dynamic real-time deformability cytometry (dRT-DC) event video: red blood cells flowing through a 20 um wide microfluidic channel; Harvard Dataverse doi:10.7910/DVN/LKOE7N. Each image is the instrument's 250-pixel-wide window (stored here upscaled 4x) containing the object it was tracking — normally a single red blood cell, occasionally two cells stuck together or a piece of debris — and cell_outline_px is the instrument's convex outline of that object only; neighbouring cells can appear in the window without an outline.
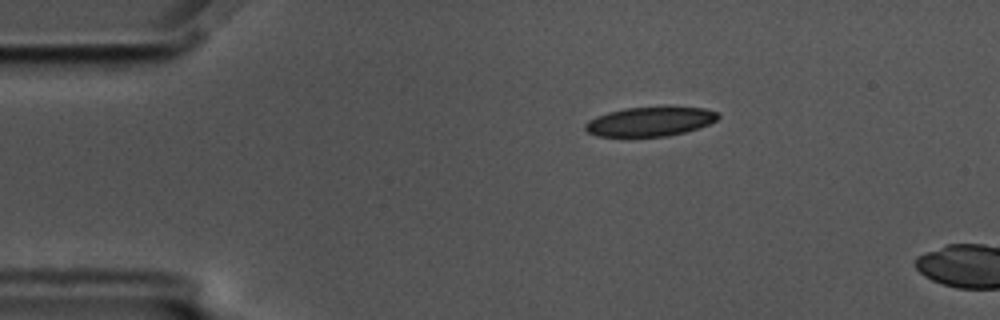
{"species": "common noctule bat (a hibernating species)", "species_latin": "Nyctalus noctula", "temperature_condition": "cold", "stored_images_in_passage": 6, "camera_frame_rate_fps": 3000, "um_per_image_px": 0.085, "animal": {"sex": "male", "body_mass_g": 17.5, "forearm_length_mm": 52.3}, "frame": {"image": 1, "passage_image": 2, "time_ms": 0.333, "image_size_px": [1000, 320], "cell_outline_px": [[720, 116], [716, 120], [708, 124], [684, 132], [668, 136], [596, 136], [588, 132], [584, 128], [584, 124], [588, 120], [596, 116], [608, 112], [624, 108], [704, 108], [716, 112]], "centroid_in_image_um": [55.19, 10.34], "position_along_channel_um": 29.8, "area_um2": 22.2}}